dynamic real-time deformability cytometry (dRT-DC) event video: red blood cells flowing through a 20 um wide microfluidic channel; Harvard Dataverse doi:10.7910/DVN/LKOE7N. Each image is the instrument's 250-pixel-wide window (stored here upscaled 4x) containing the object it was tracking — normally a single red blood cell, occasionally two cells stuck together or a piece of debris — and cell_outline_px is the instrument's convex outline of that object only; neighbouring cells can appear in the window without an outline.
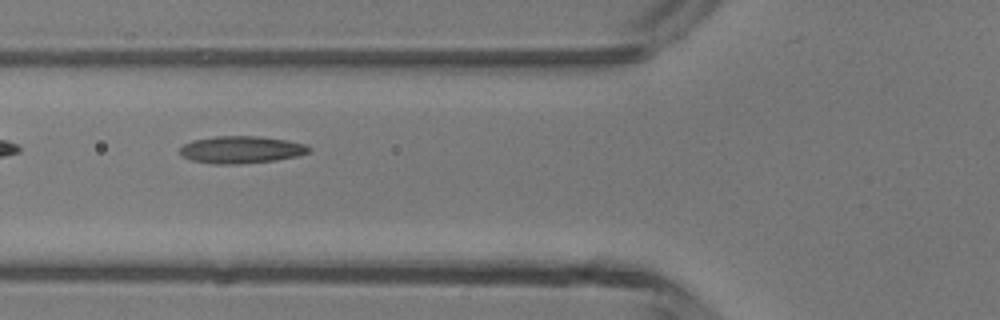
{"species": "common noctule bat (a hibernating species)", "species_latin": "Nyctalus noctula", "temperature_condition": "room temperature", "stored_images_in_passage": 7, "camera_frame_rate_fps": 3000, "um_per_image_px": 0.085, "animal": {"sex": "male", "body_mass_g": 13.3}, "frame": {"image": 1, "passage_image": 6, "time_ms": 5.667, "image_size_px": [1000, 320], "cell_outline_px": [[312, 148], [308, 152], [296, 156], [276, 160], [240, 164], [212, 164], [192, 160], [180, 156], [180, 148], [184, 144], [192, 140], [216, 136], [256, 136], [288, 140], [304, 144]], "centroid_in_image_um": [20.47, 12.72], "position_along_channel_um": 105.3, "area_um2": 20.52}}
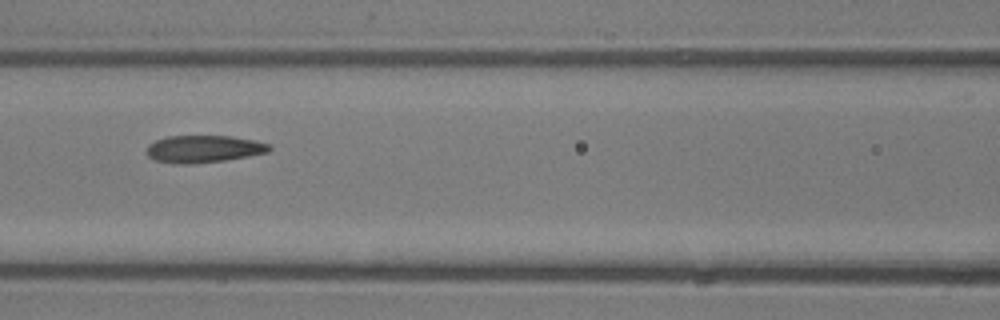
{"frame": {"image": 2, "passage_image": 7, "time_ms": 6.667, "image_size_px": [1000, 320], "cell_outline_px": [[272, 148], [268, 152], [248, 156], [224, 160], [192, 164], [180, 164], [156, 160], [148, 156], [148, 144], [156, 140], [168, 136], [232, 136], [256, 140], [272, 144]], "centroid_in_image_um": [17.37, 12.65], "position_along_channel_um": 149.2, "area_um2": 19.48}}